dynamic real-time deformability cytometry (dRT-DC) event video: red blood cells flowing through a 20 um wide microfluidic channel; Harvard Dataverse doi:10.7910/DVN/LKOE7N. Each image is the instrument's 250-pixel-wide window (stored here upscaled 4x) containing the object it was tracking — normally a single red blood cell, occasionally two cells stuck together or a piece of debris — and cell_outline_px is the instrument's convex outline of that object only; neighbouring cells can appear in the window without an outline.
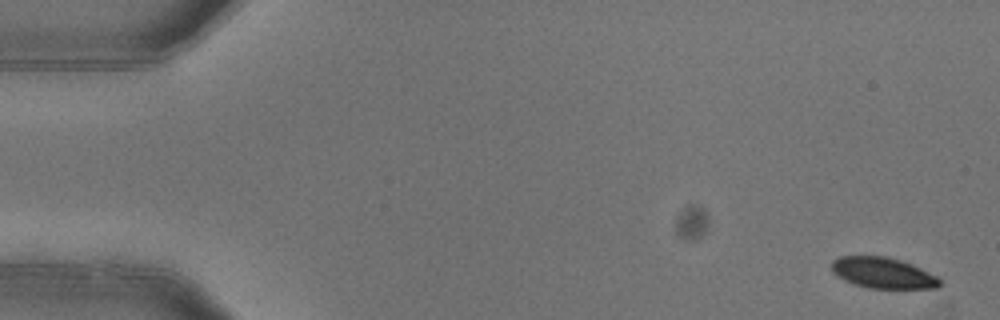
{"species": "common noctule bat (a hibernating species)", "species_latin": "Nyctalus noctula", "temperature_condition": "warm", "stored_images_in_passage": 4, "camera_frame_rate_fps": 3000, "um_per_image_px": 0.085, "animal": {"sex": "female"}, "frame": {"image": 1, "passage_image": 1, "time_ms": 0.0, "image_size_px": [1000, 320], "cell_outline_px": [[940, 284], [936, 288], [868, 288], [844, 280], [836, 276], [832, 272], [832, 260], [840, 256], [884, 256], [900, 260], [912, 264], [940, 276]], "centroid_in_image_um": [75.06, 23.19], "position_along_channel_um": 9.9, "area_um2": 19.54}}
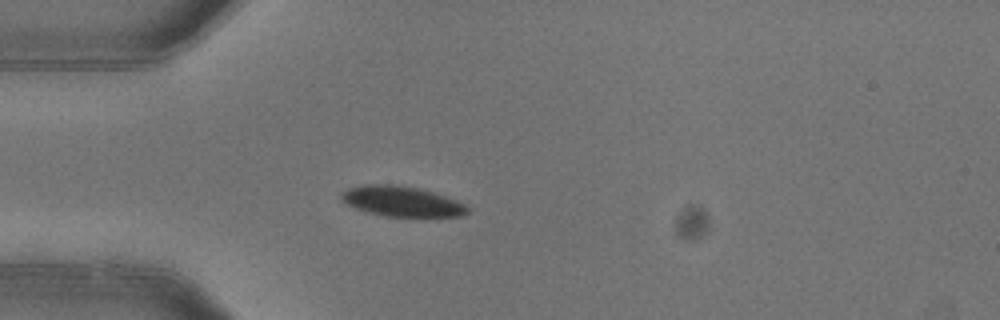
{"frame": {"image": 2, "passage_image": 4, "time_ms": 1.0, "image_size_px": [1000, 320], "cell_outline_px": [[468, 212], [460, 216], [384, 216], [368, 212], [344, 204], [340, 196], [340, 192], [348, 188], [364, 184], [396, 184], [420, 188], [468, 204]], "centroid_in_image_um": [34.11, 17.1], "position_along_channel_um": 50.9, "area_um2": 22.31}}